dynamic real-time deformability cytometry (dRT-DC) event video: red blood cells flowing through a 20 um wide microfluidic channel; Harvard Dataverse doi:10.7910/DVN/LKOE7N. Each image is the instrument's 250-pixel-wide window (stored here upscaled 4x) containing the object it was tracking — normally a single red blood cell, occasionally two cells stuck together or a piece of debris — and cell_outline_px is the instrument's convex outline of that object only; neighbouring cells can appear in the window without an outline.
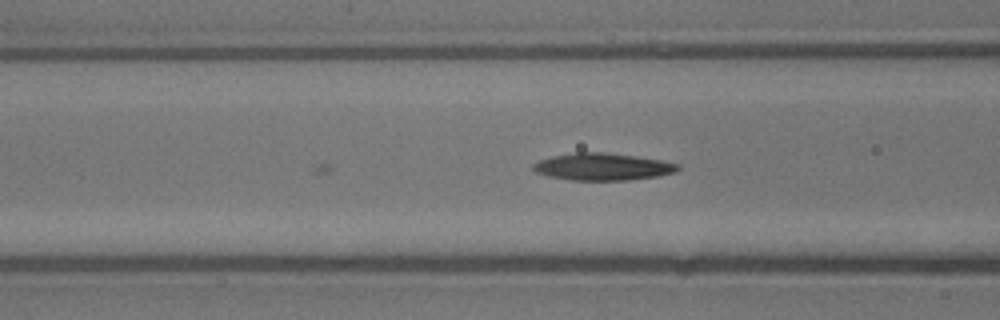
{"species": "common noctule bat (a hibernating species)", "species_latin": "Nyctalus noctula", "temperature_condition": "warm", "stored_images_in_passage": 4, "camera_frame_rate_fps": 3000, "um_per_image_px": 0.085, "animal": {"sex": "male", "body_mass_g": 13.3}, "frame": {"image": 1, "passage_image": 4, "time_ms": 1.0, "image_size_px": [1000, 320], "cell_outline_px": [[680, 168], [676, 172], [656, 176], [628, 180], [572, 180], [548, 176], [536, 172], [532, 168], [532, 164], [540, 160], [552, 156], [576, 152], [604, 152], [660, 160], [680, 164]], "centroid_in_image_um": [51.21, 14.17], "position_along_channel_um": 115.4, "area_um2": 22.72}}